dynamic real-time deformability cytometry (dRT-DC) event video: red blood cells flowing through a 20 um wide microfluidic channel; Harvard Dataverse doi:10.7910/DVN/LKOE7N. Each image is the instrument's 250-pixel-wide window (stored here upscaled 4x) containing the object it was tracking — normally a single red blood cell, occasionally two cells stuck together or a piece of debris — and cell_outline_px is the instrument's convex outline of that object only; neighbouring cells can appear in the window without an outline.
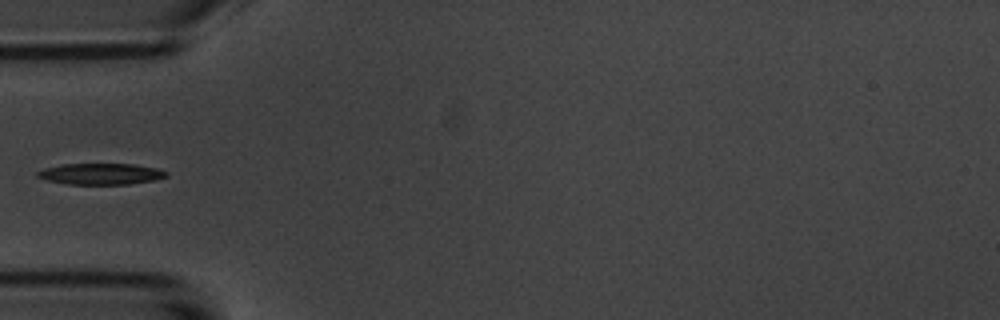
{"species": "common noctule bat (a hibernating species)", "species_latin": "Nyctalus noctula", "temperature_condition": "room temperature", "stored_images_in_passage": 6, "segment_of_instrument_passage": [2, 2], "camera_frame_rate_fps": 3000, "um_per_image_px": 0.085, "animal": {"sex": "male", "body_mass_g": 20.1, "forearm_length_mm": 53.5}, "frame": {"image": 1, "passage_image": 5, "time_ms": 4.667, "image_size_px": [1000, 320], "cell_outline_px": [[168, 176], [156, 180], [128, 184], [68, 184], [48, 180], [36, 176], [36, 172], [44, 168], [60, 164], [132, 164], [156, 168], [168, 172]], "centroid_in_image_um": [8.57, 14.78], "position_along_channel_um": 76.4, "area_um2": 15.9}}